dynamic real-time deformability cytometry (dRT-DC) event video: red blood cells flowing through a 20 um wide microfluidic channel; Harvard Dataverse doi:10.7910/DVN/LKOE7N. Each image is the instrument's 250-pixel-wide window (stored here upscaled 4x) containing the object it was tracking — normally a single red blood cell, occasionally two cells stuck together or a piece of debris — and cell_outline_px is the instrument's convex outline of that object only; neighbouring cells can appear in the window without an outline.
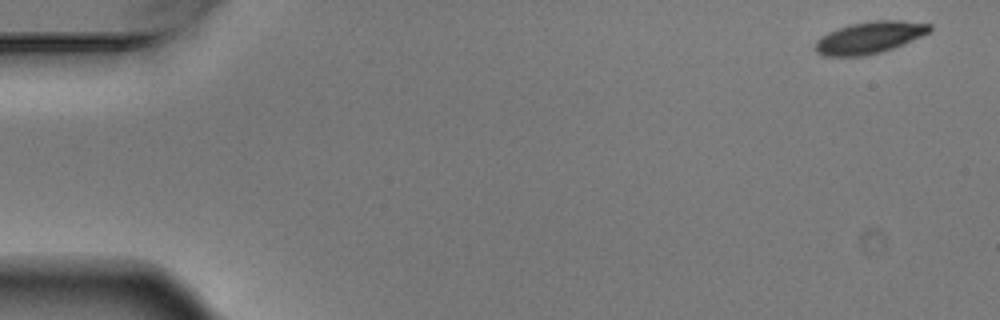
{"species": "Egyptian fruit bat (a non-hibernating species)", "species_latin": "Rousettus aegyptiacus", "temperature_condition": "warm", "stored_images_in_passage": 5, "camera_frame_rate_fps": 3000, "um_per_image_px": 0.085, "animal": {"sex": "male"}, "frame": {"image": 1, "passage_image": 1, "time_ms": 0.0, "image_size_px": [1000, 320], "cell_outline_px": [[932, 28], [928, 32], [920, 36], [892, 48], [880, 52], [864, 56], [824, 56], [816, 52], [812, 48], [816, 40], [820, 36], [828, 32], [848, 24], [872, 20], [900, 20], [932, 24]], "centroid_in_image_um": [73.83, 3.18], "position_along_channel_um": 11.2, "area_um2": 21.33}}
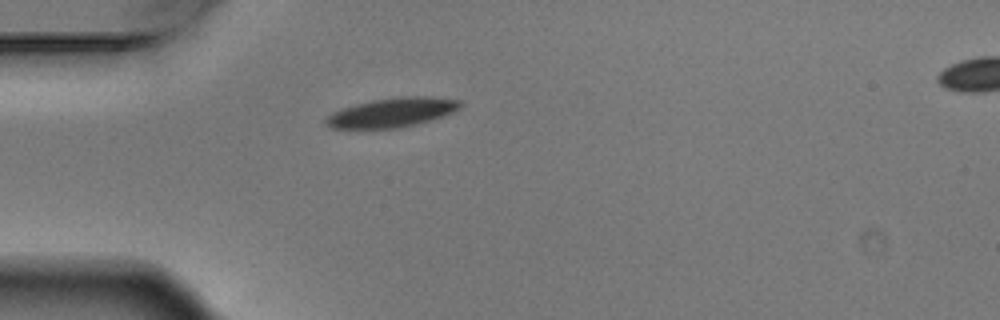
{"frame": {"image": 2, "passage_image": 4, "time_ms": 1.0, "image_size_px": [1000, 320], "cell_outline_px": [[464, 104], [460, 108], [452, 112], [416, 124], [396, 128], [332, 128], [324, 124], [324, 120], [332, 112], [340, 108], [372, 100], [400, 96], [432, 96], [460, 100]], "centroid_in_image_um": [33.31, 9.54], "position_along_channel_um": 51.7, "area_um2": 22.89}}